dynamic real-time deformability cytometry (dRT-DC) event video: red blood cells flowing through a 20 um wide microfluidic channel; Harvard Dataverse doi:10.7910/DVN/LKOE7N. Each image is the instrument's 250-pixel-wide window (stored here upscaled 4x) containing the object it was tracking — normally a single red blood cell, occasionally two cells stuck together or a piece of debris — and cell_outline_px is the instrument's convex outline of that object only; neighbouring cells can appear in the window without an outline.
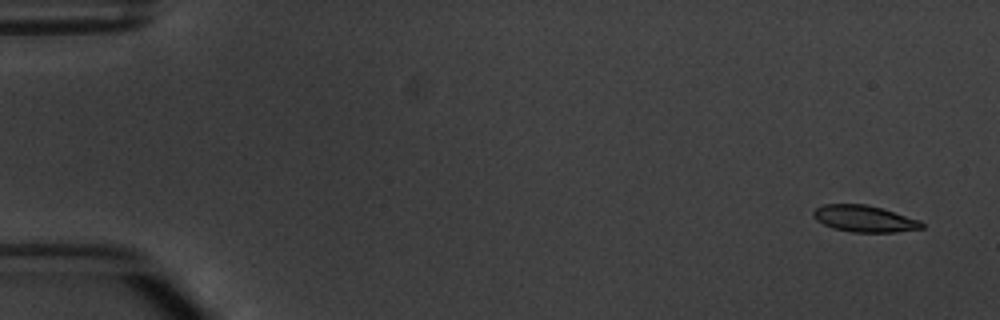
{"species": "common noctule bat (a hibernating species)", "species_latin": "Nyctalus noctula", "temperature_condition": "warm", "stored_images_in_passage": 4, "camera_frame_rate_fps": 3000, "um_per_image_px": 0.085, "animal": {"sex": "male", "body_mass_g": 20.1, "forearm_length_mm": 53.5}, "frame": {"image": 1, "passage_image": 4, "time_ms": 4.333, "image_size_px": [1000, 320], "cell_outline_px": [[924, 228], [896, 232], [852, 232], [832, 228], [816, 220], [812, 216], [812, 212], [816, 208], [824, 204], [864, 204], [880, 208], [920, 220], [924, 224]], "centroid_in_image_um": [73.45, 18.59], "position_along_channel_um": 11.6, "area_um2": 16.7}}